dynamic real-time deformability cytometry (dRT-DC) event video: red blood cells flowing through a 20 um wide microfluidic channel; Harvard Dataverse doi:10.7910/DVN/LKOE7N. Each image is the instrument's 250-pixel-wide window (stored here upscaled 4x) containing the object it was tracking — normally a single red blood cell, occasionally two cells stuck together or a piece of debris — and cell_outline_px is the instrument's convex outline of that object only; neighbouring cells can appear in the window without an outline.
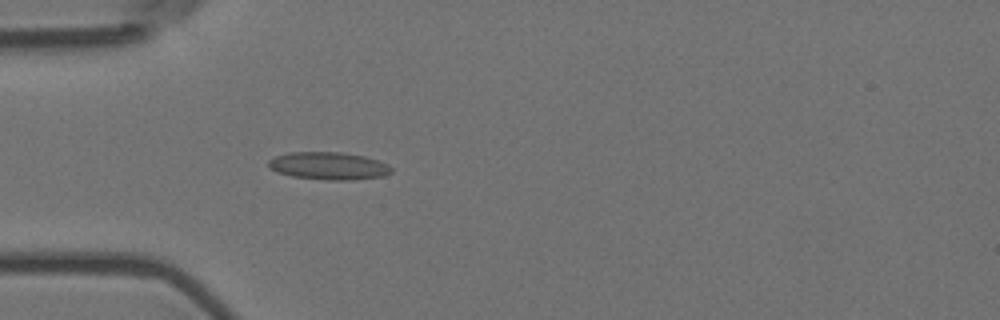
{"species": "Egyptian fruit bat (a non-hibernating species)", "species_latin": "Rousettus aegyptiacus", "temperature_condition": "room temperature", "stored_images_in_passage": 1, "camera_frame_rate_fps": 3000, "um_per_image_px": 0.085, "animal": {"sex": "female"}, "frame": {"image": 1, "passage_image": 1, "time_ms": 0.0, "image_size_px": [1000, 320], "cell_outline_px": [[392, 172], [380, 176], [352, 180], [324, 180], [292, 176], [276, 172], [268, 164], [268, 160], [276, 156], [288, 152], [340, 152], [364, 156], [388, 164], [392, 168]], "centroid_in_image_um": [27.92, 14.1], "position_along_channel_um": 57.1, "area_um2": 19.65}}